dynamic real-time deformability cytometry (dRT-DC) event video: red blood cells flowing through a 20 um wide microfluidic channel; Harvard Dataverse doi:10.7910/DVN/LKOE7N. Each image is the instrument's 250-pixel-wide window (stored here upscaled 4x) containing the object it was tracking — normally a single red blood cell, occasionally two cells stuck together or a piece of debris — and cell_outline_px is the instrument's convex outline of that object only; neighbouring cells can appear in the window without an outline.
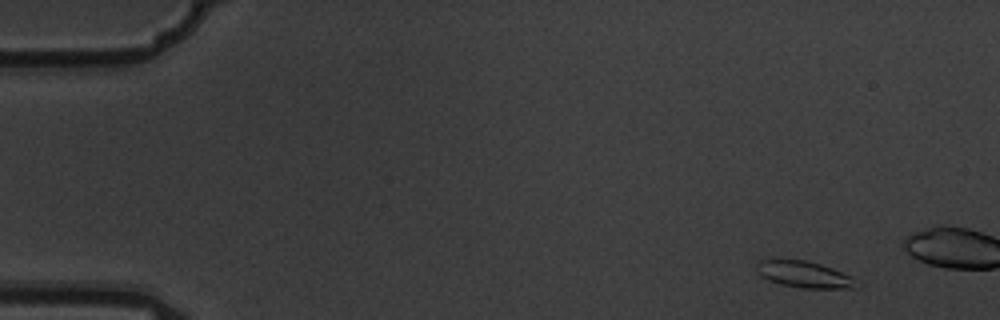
{"species": "common noctule bat (a hibernating species)", "species_latin": "Nyctalus noctula", "temperature_condition": "warm", "stored_images_in_passage": 4, "camera_frame_rate_fps": 3000, "um_per_image_px": 0.085, "animal": {"sex": "male", "body_mass_g": 19.5, "forearm_length_mm": 54.6}, "frame": {"image": 1, "passage_image": 1, "time_ms": 0.0, "image_size_px": [1000, 320], "cell_outline_px": [[856, 288], [804, 288], [780, 284], [760, 276], [756, 272], [756, 260], [804, 260], [820, 264], [832, 268], [852, 276]], "centroid_in_image_um": [68.29, 23.32], "position_along_channel_um": 16.7, "area_um2": 15.2}}